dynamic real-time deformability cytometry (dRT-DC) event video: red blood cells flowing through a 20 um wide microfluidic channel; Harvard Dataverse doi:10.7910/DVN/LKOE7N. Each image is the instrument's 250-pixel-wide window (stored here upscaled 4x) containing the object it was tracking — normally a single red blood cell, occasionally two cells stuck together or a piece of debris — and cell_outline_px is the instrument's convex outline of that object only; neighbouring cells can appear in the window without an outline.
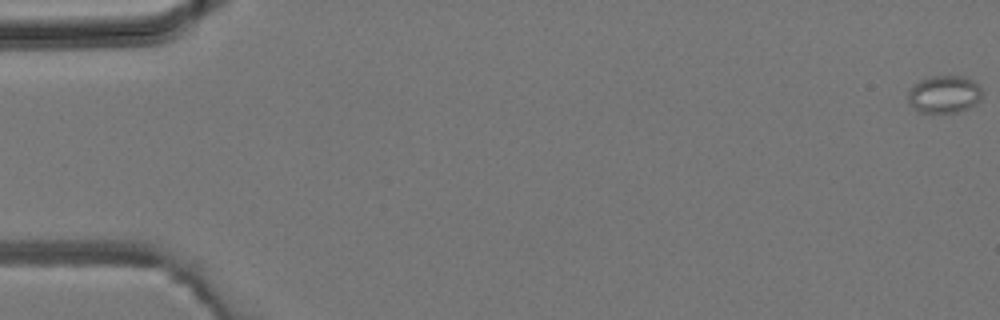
{"species": "common noctule bat (a hibernating species)", "species_latin": "Nyctalus noctula", "temperature_condition": "room temperature", "stored_images_in_passage": 44, "camera_frame_rate_fps": 3000, "um_per_image_px": 0.085, "animal": {"sex": "male", "body_mass_g": 19.2, "forearm_length_mm": 51.8}, "frame": {"image": 1, "passage_image": 1, "time_ms": 0.0, "image_size_px": [1000, 320], "cell_outline_px": [[980, 100], [976, 104], [968, 108], [956, 112], [920, 112], [912, 108], [908, 104], [908, 92], [920, 80], [928, 76], [964, 76], [972, 80], [980, 88]], "centroid_in_image_um": [80.23, 8.01], "position_along_channel_um": 4.8, "area_um2": 16.07}}